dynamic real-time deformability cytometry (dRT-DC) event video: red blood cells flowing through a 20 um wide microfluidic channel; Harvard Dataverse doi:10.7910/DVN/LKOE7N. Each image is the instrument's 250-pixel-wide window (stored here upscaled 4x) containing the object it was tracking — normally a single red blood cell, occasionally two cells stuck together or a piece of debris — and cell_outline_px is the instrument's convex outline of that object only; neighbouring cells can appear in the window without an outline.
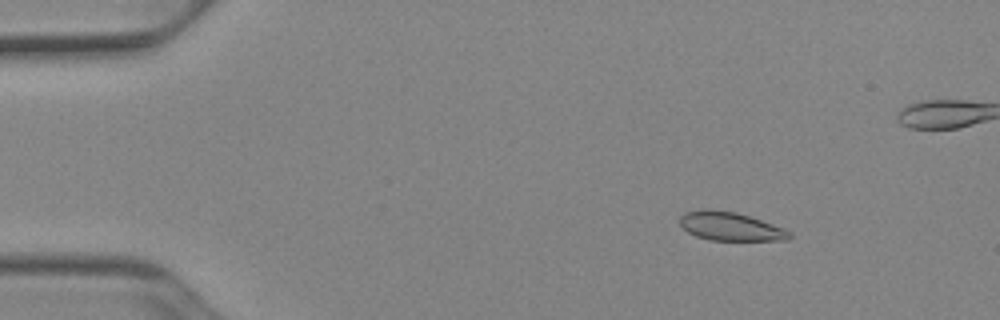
{"species": "Egyptian fruit bat (a non-hibernating species)", "species_latin": "Rousettus aegyptiacus", "temperature_condition": "cold", "stored_images_in_passage": 53, "camera_frame_rate_fps": 3000, "um_per_image_px": 0.085, "animal": {"sex": "female"}, "frame": {"image": 1, "passage_image": 8, "time_ms": 2.333, "image_size_px": [1000, 320], "cell_outline_px": [[792, 236], [788, 240], [712, 240], [696, 236], [688, 232], [680, 224], [680, 216], [684, 212], [700, 208], [708, 208], [736, 212], [784, 228], [792, 232]], "centroid_in_image_um": [62.06, 19.23], "position_along_channel_um": 22.9, "area_um2": 18.32}}
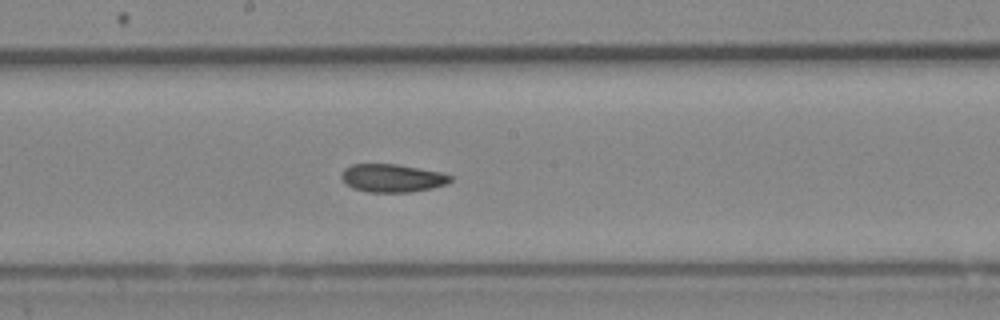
{"frame": {"image": 2, "passage_image": 29, "time_ms": 9.333, "image_size_px": [1000, 320], "cell_outline_px": [[452, 180], [448, 184], [432, 188], [412, 192], [368, 192], [352, 188], [344, 184], [340, 176], [340, 172], [344, 168], [352, 164], [396, 164], [444, 172], [452, 176]], "centroid_in_image_um": [33.33, 15.13], "position_along_channel_um": 214.9, "area_um2": 18.21}}
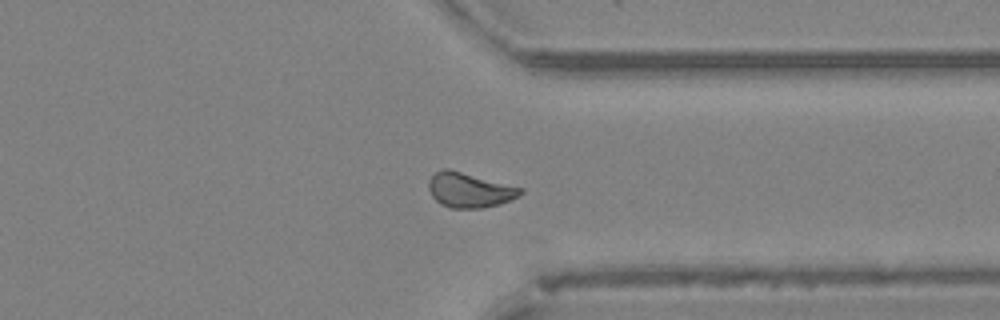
{"frame": {"image": 3, "passage_image": 41, "time_ms": 13.333, "image_size_px": [1000, 320], "cell_outline_px": [[524, 192], [520, 196], [496, 204], [480, 208], [452, 208], [440, 204], [432, 196], [428, 188], [428, 184], [432, 176], [436, 172], [444, 168], [448, 168], [524, 188]], "centroid_in_image_um": [39.91, 16.14], "position_along_channel_um": 371.5, "area_um2": 18.5}, "authors_computed_cell_mechanics": {"area_um2": 18.4382, "velocity_mm_per_s": 3.9169, "shape_relaxation_time_tau1_ms": 4.0123, "shape_relaxation_time_tau2_ms": 2.1364, "deformation_change_tau1": 0.0973, "deformation_change_tau2": 0.0659}}